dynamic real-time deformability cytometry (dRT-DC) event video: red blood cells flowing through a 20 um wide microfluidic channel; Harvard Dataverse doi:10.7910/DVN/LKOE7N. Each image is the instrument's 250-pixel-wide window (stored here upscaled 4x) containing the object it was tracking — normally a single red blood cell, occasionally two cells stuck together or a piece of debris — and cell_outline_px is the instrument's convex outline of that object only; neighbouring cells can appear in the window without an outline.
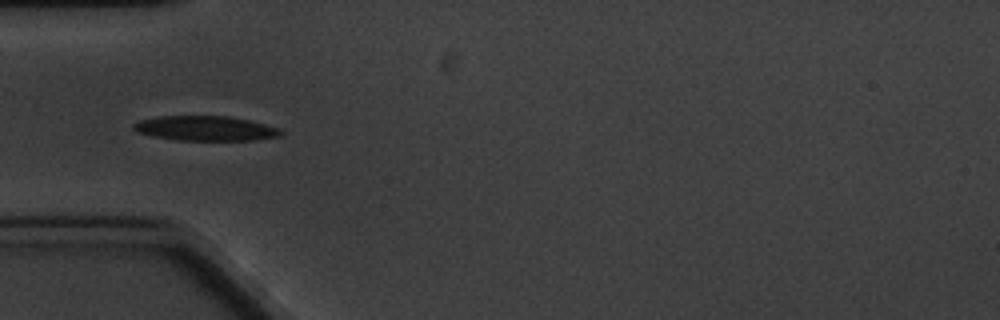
{"species": "common noctule bat (a hibernating species)", "species_latin": "Nyctalus noctula", "temperature_condition": "cold", "stored_images_in_passage": 5, "camera_frame_rate_fps": 3000, "um_per_image_px": 0.085, "animal": {"sex": "male", "body_mass_g": 20.1, "forearm_length_mm": 53.5}, "frame": {"image": 1, "passage_image": 4, "time_ms": 3.667, "image_size_px": [1000, 320], "cell_outline_px": [[284, 132], [280, 136], [256, 140], [176, 140], [152, 136], [136, 132], [132, 128], [132, 124], [140, 120], [160, 116], [228, 116], [248, 120], [280, 128]], "centroid_in_image_um": [17.45, 10.91], "position_along_channel_um": 67.5, "area_um2": 21.33}}